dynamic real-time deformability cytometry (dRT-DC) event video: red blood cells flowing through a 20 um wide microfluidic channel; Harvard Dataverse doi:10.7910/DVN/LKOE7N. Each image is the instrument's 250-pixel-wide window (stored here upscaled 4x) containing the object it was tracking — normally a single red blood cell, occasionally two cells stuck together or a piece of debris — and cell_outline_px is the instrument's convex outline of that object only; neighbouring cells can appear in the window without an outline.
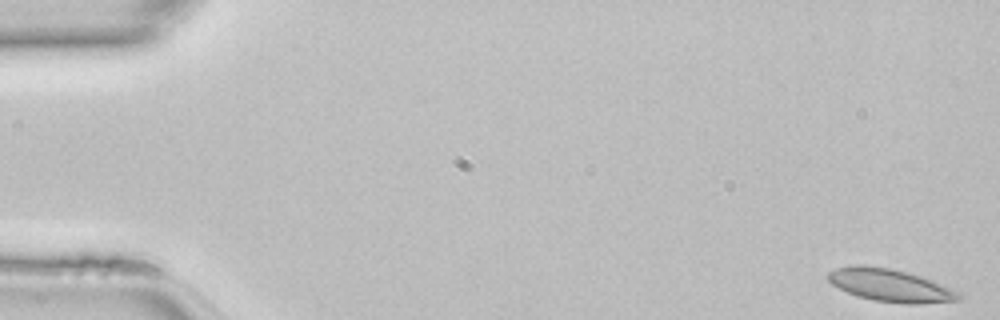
{"species": "common noctule bat (a hibernating species)", "species_latin": "Nyctalus noctula", "temperature_condition": "room temperature", "stored_images_in_passage": 47, "camera_frame_rate_fps": 3000, "um_per_image_px": 0.085, "animal": {"sex": "female", "body_mass_g": 22.7, "forearm_length_mm": 54.2}, "frame": {"image": 1, "passage_image": 1, "time_ms": 0.0, "image_size_px": [1000, 320], "cell_outline_px": [[964, 296], [960, 300], [916, 304], [908, 304], [872, 300], [856, 296], [832, 284], [828, 280], [828, 272], [836, 268], [856, 264], [888, 268], [908, 272], [932, 280], [960, 292]], "centroid_in_image_um": [75.7, 24.26], "position_along_channel_um": 9.3, "area_um2": 24.85}}
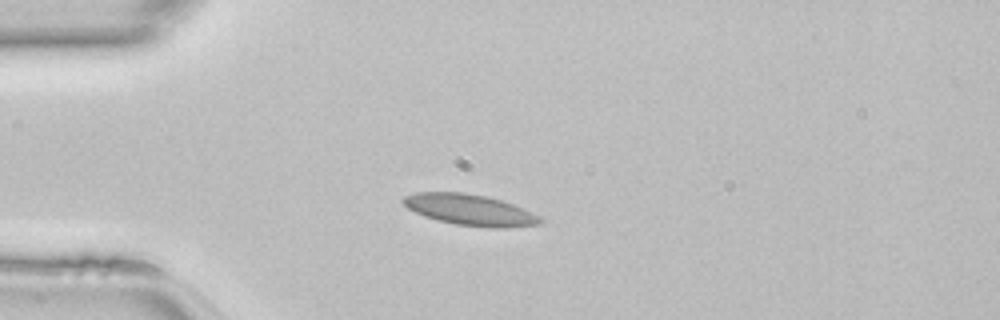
{"frame": {"image": 2, "passage_image": 12, "time_ms": 3.667, "image_size_px": [1000, 320], "cell_outline_px": [[544, 220], [540, 224], [508, 228], [488, 228], [456, 224], [436, 220], [424, 216], [408, 208], [400, 200], [404, 196], [416, 192], [464, 192], [484, 196], [500, 200], [512, 204], [532, 212], [540, 216]], "centroid_in_image_um": [39.95, 17.85], "position_along_channel_um": 45.1, "area_um2": 24.85}}
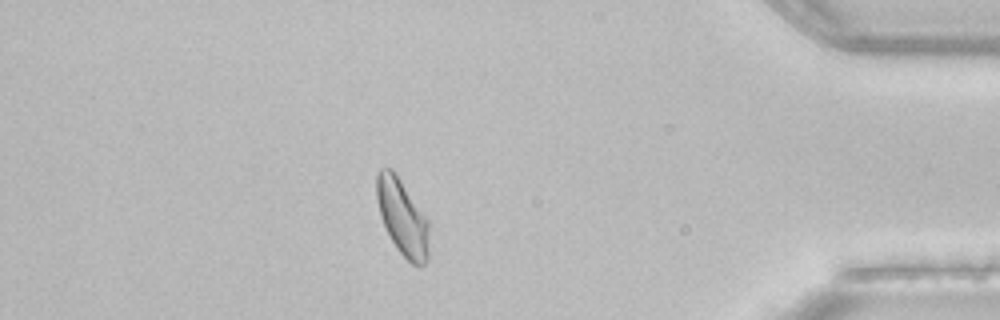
{"frame": {"image": 3, "passage_image": 41, "time_ms": 13.333, "image_size_px": [1000, 320], "cell_outline_px": [[428, 260], [420, 268], [412, 264], [396, 248], [380, 216], [376, 196], [376, 172], [380, 168], [392, 168], [396, 172], [428, 220]], "centroid_in_image_um": [34.19, 18.45], "position_along_channel_um": 401.0, "area_um2": 23.29}}